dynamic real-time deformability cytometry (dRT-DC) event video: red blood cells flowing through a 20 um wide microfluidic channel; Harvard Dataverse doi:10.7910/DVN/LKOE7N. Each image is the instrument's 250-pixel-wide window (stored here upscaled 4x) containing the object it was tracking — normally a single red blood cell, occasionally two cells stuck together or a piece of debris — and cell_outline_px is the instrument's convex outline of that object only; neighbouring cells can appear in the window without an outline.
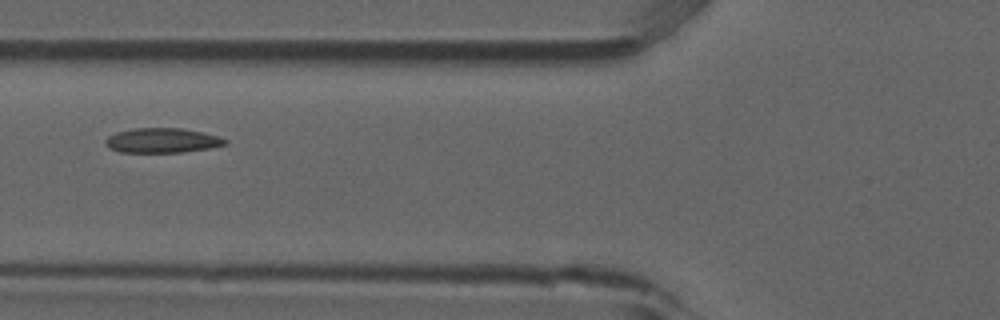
{"species": "common noctule bat (a hibernating species)", "species_latin": "Nyctalus noctula", "temperature_condition": "room temperature", "stored_images_in_passage": 7, "camera_frame_rate_fps": 3000, "um_per_image_px": 0.085, "animal": {"sex": "male", "forearm_length_mm": 52.5}, "frame": {"image": 1, "passage_image": 3, "time_ms": 0.667, "image_size_px": [1000, 320], "cell_outline_px": [[228, 144], [208, 148], [184, 152], [120, 152], [108, 148], [104, 144], [104, 140], [108, 136], [116, 132], [136, 128], [180, 128], [200, 132], [216, 136], [228, 140]], "centroid_in_image_um": [13.73, 11.94], "position_along_channel_um": 112.1, "area_um2": 17.17}}
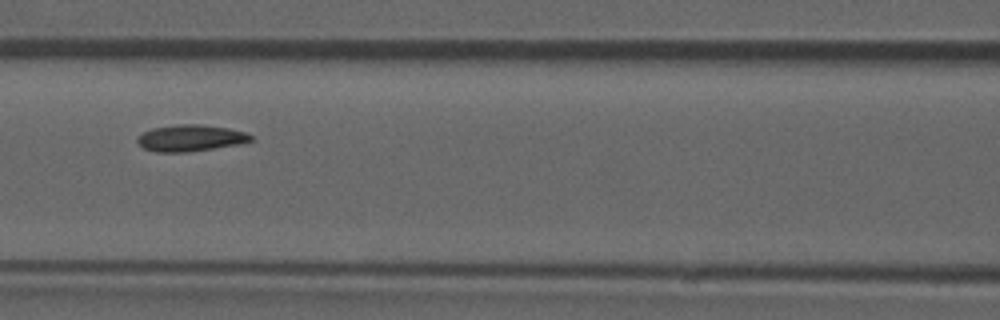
{"frame": {"image": 2, "passage_image": 4, "time_ms": 1.0, "image_size_px": [1000, 320], "cell_outline_px": [[252, 140], [240, 144], [184, 152], [156, 152], [144, 148], [136, 140], [136, 136], [152, 128], [176, 124], [200, 124], [228, 128], [244, 132], [252, 136]], "centroid_in_image_um": [16.16, 11.72], "position_along_channel_um": 150.4, "area_um2": 17.4}}